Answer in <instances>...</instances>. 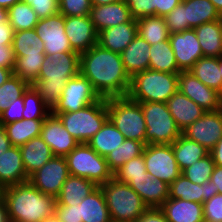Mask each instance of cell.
Wrapping results in <instances>:
<instances>
[{"mask_svg": "<svg viewBox=\"0 0 222 222\" xmlns=\"http://www.w3.org/2000/svg\"><path fill=\"white\" fill-rule=\"evenodd\" d=\"M79 72L91 82L100 98L128 95L131 78L125 71L121 54L96 44L80 54Z\"/></svg>", "mask_w": 222, "mask_h": 222, "instance_id": "obj_1", "label": "cell"}, {"mask_svg": "<svg viewBox=\"0 0 222 222\" xmlns=\"http://www.w3.org/2000/svg\"><path fill=\"white\" fill-rule=\"evenodd\" d=\"M1 196L10 222H43L55 214L56 199L29 181L4 188Z\"/></svg>", "mask_w": 222, "mask_h": 222, "instance_id": "obj_2", "label": "cell"}, {"mask_svg": "<svg viewBox=\"0 0 222 222\" xmlns=\"http://www.w3.org/2000/svg\"><path fill=\"white\" fill-rule=\"evenodd\" d=\"M79 64L78 52H58L44 58L32 87L51 110L58 103L68 80L79 73Z\"/></svg>", "mask_w": 222, "mask_h": 222, "instance_id": "obj_3", "label": "cell"}, {"mask_svg": "<svg viewBox=\"0 0 222 222\" xmlns=\"http://www.w3.org/2000/svg\"><path fill=\"white\" fill-rule=\"evenodd\" d=\"M178 91V73H167L147 69L131 78L128 97L139 103L161 102Z\"/></svg>", "mask_w": 222, "mask_h": 222, "instance_id": "obj_4", "label": "cell"}, {"mask_svg": "<svg viewBox=\"0 0 222 222\" xmlns=\"http://www.w3.org/2000/svg\"><path fill=\"white\" fill-rule=\"evenodd\" d=\"M112 222H135L147 209L141 197L115 178L100 185Z\"/></svg>", "mask_w": 222, "mask_h": 222, "instance_id": "obj_5", "label": "cell"}, {"mask_svg": "<svg viewBox=\"0 0 222 222\" xmlns=\"http://www.w3.org/2000/svg\"><path fill=\"white\" fill-rule=\"evenodd\" d=\"M106 103L108 118L125 139L145 143L146 123L140 103L128 96L106 98Z\"/></svg>", "mask_w": 222, "mask_h": 222, "instance_id": "obj_6", "label": "cell"}, {"mask_svg": "<svg viewBox=\"0 0 222 222\" xmlns=\"http://www.w3.org/2000/svg\"><path fill=\"white\" fill-rule=\"evenodd\" d=\"M57 116L79 143H87L108 119L106 98H100L79 111L59 113Z\"/></svg>", "mask_w": 222, "mask_h": 222, "instance_id": "obj_7", "label": "cell"}, {"mask_svg": "<svg viewBox=\"0 0 222 222\" xmlns=\"http://www.w3.org/2000/svg\"><path fill=\"white\" fill-rule=\"evenodd\" d=\"M65 159L70 175L86 178L97 186L114 178L106 158L97 154L87 143H79Z\"/></svg>", "mask_w": 222, "mask_h": 222, "instance_id": "obj_8", "label": "cell"}, {"mask_svg": "<svg viewBox=\"0 0 222 222\" xmlns=\"http://www.w3.org/2000/svg\"><path fill=\"white\" fill-rule=\"evenodd\" d=\"M146 123L145 144H172L181 134L167 103H140Z\"/></svg>", "mask_w": 222, "mask_h": 222, "instance_id": "obj_9", "label": "cell"}, {"mask_svg": "<svg viewBox=\"0 0 222 222\" xmlns=\"http://www.w3.org/2000/svg\"><path fill=\"white\" fill-rule=\"evenodd\" d=\"M99 99L100 97L94 91L91 82L79 72L68 80L51 113L57 116L59 113L76 112Z\"/></svg>", "mask_w": 222, "mask_h": 222, "instance_id": "obj_10", "label": "cell"}, {"mask_svg": "<svg viewBox=\"0 0 222 222\" xmlns=\"http://www.w3.org/2000/svg\"><path fill=\"white\" fill-rule=\"evenodd\" d=\"M143 157L147 173L152 178L170 185L181 174L171 144H147Z\"/></svg>", "mask_w": 222, "mask_h": 222, "instance_id": "obj_11", "label": "cell"}, {"mask_svg": "<svg viewBox=\"0 0 222 222\" xmlns=\"http://www.w3.org/2000/svg\"><path fill=\"white\" fill-rule=\"evenodd\" d=\"M69 175L65 157L53 156L29 177V182L40 192L56 198Z\"/></svg>", "mask_w": 222, "mask_h": 222, "instance_id": "obj_12", "label": "cell"}, {"mask_svg": "<svg viewBox=\"0 0 222 222\" xmlns=\"http://www.w3.org/2000/svg\"><path fill=\"white\" fill-rule=\"evenodd\" d=\"M178 91L193 100L205 111L222 109V94L203 84L190 71L178 73Z\"/></svg>", "mask_w": 222, "mask_h": 222, "instance_id": "obj_13", "label": "cell"}, {"mask_svg": "<svg viewBox=\"0 0 222 222\" xmlns=\"http://www.w3.org/2000/svg\"><path fill=\"white\" fill-rule=\"evenodd\" d=\"M65 16L58 13L54 16L39 19L35 31L44 42L45 55L58 52H76L72 49L65 33Z\"/></svg>", "mask_w": 222, "mask_h": 222, "instance_id": "obj_14", "label": "cell"}, {"mask_svg": "<svg viewBox=\"0 0 222 222\" xmlns=\"http://www.w3.org/2000/svg\"><path fill=\"white\" fill-rule=\"evenodd\" d=\"M182 134L210 152L222 138V109L206 111L202 117L185 128Z\"/></svg>", "mask_w": 222, "mask_h": 222, "instance_id": "obj_15", "label": "cell"}, {"mask_svg": "<svg viewBox=\"0 0 222 222\" xmlns=\"http://www.w3.org/2000/svg\"><path fill=\"white\" fill-rule=\"evenodd\" d=\"M40 137L51 148L54 156L65 157L79 144L66 130L59 117L52 113L43 121Z\"/></svg>", "mask_w": 222, "mask_h": 222, "instance_id": "obj_16", "label": "cell"}, {"mask_svg": "<svg viewBox=\"0 0 222 222\" xmlns=\"http://www.w3.org/2000/svg\"><path fill=\"white\" fill-rule=\"evenodd\" d=\"M169 42L181 71H189L203 52L194 29L173 33L169 36Z\"/></svg>", "mask_w": 222, "mask_h": 222, "instance_id": "obj_17", "label": "cell"}, {"mask_svg": "<svg viewBox=\"0 0 222 222\" xmlns=\"http://www.w3.org/2000/svg\"><path fill=\"white\" fill-rule=\"evenodd\" d=\"M64 27L72 49L79 54L98 44V33L89 16L65 17Z\"/></svg>", "mask_w": 222, "mask_h": 222, "instance_id": "obj_18", "label": "cell"}, {"mask_svg": "<svg viewBox=\"0 0 222 222\" xmlns=\"http://www.w3.org/2000/svg\"><path fill=\"white\" fill-rule=\"evenodd\" d=\"M89 17L97 33L133 20L125 0L105 5H93Z\"/></svg>", "mask_w": 222, "mask_h": 222, "instance_id": "obj_19", "label": "cell"}, {"mask_svg": "<svg viewBox=\"0 0 222 222\" xmlns=\"http://www.w3.org/2000/svg\"><path fill=\"white\" fill-rule=\"evenodd\" d=\"M137 36V20L106 28L98 33V44L107 50L121 54Z\"/></svg>", "mask_w": 222, "mask_h": 222, "instance_id": "obj_20", "label": "cell"}, {"mask_svg": "<svg viewBox=\"0 0 222 222\" xmlns=\"http://www.w3.org/2000/svg\"><path fill=\"white\" fill-rule=\"evenodd\" d=\"M29 181L19 146H11L0 156V185L3 188Z\"/></svg>", "mask_w": 222, "mask_h": 222, "instance_id": "obj_21", "label": "cell"}, {"mask_svg": "<svg viewBox=\"0 0 222 222\" xmlns=\"http://www.w3.org/2000/svg\"><path fill=\"white\" fill-rule=\"evenodd\" d=\"M127 184L141 197L148 208H160L169 198V184L150 175L131 179Z\"/></svg>", "mask_w": 222, "mask_h": 222, "instance_id": "obj_22", "label": "cell"}, {"mask_svg": "<svg viewBox=\"0 0 222 222\" xmlns=\"http://www.w3.org/2000/svg\"><path fill=\"white\" fill-rule=\"evenodd\" d=\"M166 103L181 132L206 113L202 107L179 91L174 93Z\"/></svg>", "mask_w": 222, "mask_h": 222, "instance_id": "obj_23", "label": "cell"}, {"mask_svg": "<svg viewBox=\"0 0 222 222\" xmlns=\"http://www.w3.org/2000/svg\"><path fill=\"white\" fill-rule=\"evenodd\" d=\"M214 196V187L211 180L201 185L191 182L183 174H180L169 185V198L183 199L203 204Z\"/></svg>", "mask_w": 222, "mask_h": 222, "instance_id": "obj_24", "label": "cell"}, {"mask_svg": "<svg viewBox=\"0 0 222 222\" xmlns=\"http://www.w3.org/2000/svg\"><path fill=\"white\" fill-rule=\"evenodd\" d=\"M151 45L138 34L121 52L126 73L132 78L135 74L149 69Z\"/></svg>", "mask_w": 222, "mask_h": 222, "instance_id": "obj_25", "label": "cell"}, {"mask_svg": "<svg viewBox=\"0 0 222 222\" xmlns=\"http://www.w3.org/2000/svg\"><path fill=\"white\" fill-rule=\"evenodd\" d=\"M168 222H202L203 204L168 198L160 207Z\"/></svg>", "mask_w": 222, "mask_h": 222, "instance_id": "obj_26", "label": "cell"}, {"mask_svg": "<svg viewBox=\"0 0 222 222\" xmlns=\"http://www.w3.org/2000/svg\"><path fill=\"white\" fill-rule=\"evenodd\" d=\"M23 165L28 177L53 158L51 148L40 137H34L24 145L19 146Z\"/></svg>", "mask_w": 222, "mask_h": 222, "instance_id": "obj_27", "label": "cell"}, {"mask_svg": "<svg viewBox=\"0 0 222 222\" xmlns=\"http://www.w3.org/2000/svg\"><path fill=\"white\" fill-rule=\"evenodd\" d=\"M98 186L82 177L69 175L63 186L61 187L59 195L55 198L56 205L75 206L80 205L82 200L90 195Z\"/></svg>", "mask_w": 222, "mask_h": 222, "instance_id": "obj_28", "label": "cell"}, {"mask_svg": "<svg viewBox=\"0 0 222 222\" xmlns=\"http://www.w3.org/2000/svg\"><path fill=\"white\" fill-rule=\"evenodd\" d=\"M194 30L203 56L220 57L222 55V19L204 23Z\"/></svg>", "mask_w": 222, "mask_h": 222, "instance_id": "obj_29", "label": "cell"}, {"mask_svg": "<svg viewBox=\"0 0 222 222\" xmlns=\"http://www.w3.org/2000/svg\"><path fill=\"white\" fill-rule=\"evenodd\" d=\"M79 206L80 219L83 222H112L100 186L84 198Z\"/></svg>", "mask_w": 222, "mask_h": 222, "instance_id": "obj_30", "label": "cell"}, {"mask_svg": "<svg viewBox=\"0 0 222 222\" xmlns=\"http://www.w3.org/2000/svg\"><path fill=\"white\" fill-rule=\"evenodd\" d=\"M186 30L222 19L210 0H185Z\"/></svg>", "mask_w": 222, "mask_h": 222, "instance_id": "obj_31", "label": "cell"}, {"mask_svg": "<svg viewBox=\"0 0 222 222\" xmlns=\"http://www.w3.org/2000/svg\"><path fill=\"white\" fill-rule=\"evenodd\" d=\"M125 140L124 135L108 118L101 129L87 142L100 156L106 157L112 150L118 148Z\"/></svg>", "mask_w": 222, "mask_h": 222, "instance_id": "obj_32", "label": "cell"}, {"mask_svg": "<svg viewBox=\"0 0 222 222\" xmlns=\"http://www.w3.org/2000/svg\"><path fill=\"white\" fill-rule=\"evenodd\" d=\"M171 145L181 172L209 154V151L202 145L188 139L183 134H181Z\"/></svg>", "mask_w": 222, "mask_h": 222, "instance_id": "obj_33", "label": "cell"}, {"mask_svg": "<svg viewBox=\"0 0 222 222\" xmlns=\"http://www.w3.org/2000/svg\"><path fill=\"white\" fill-rule=\"evenodd\" d=\"M45 119H22L9 124H0L4 127L12 146H21L34 137L40 136L42 123Z\"/></svg>", "mask_w": 222, "mask_h": 222, "instance_id": "obj_34", "label": "cell"}, {"mask_svg": "<svg viewBox=\"0 0 222 222\" xmlns=\"http://www.w3.org/2000/svg\"><path fill=\"white\" fill-rule=\"evenodd\" d=\"M206 86L222 94V76L219 71V57L203 56L189 70Z\"/></svg>", "mask_w": 222, "mask_h": 222, "instance_id": "obj_35", "label": "cell"}, {"mask_svg": "<svg viewBox=\"0 0 222 222\" xmlns=\"http://www.w3.org/2000/svg\"><path fill=\"white\" fill-rule=\"evenodd\" d=\"M149 56L150 69L167 73L181 72V70L177 66V61L169 40H165L151 45Z\"/></svg>", "mask_w": 222, "mask_h": 222, "instance_id": "obj_36", "label": "cell"}, {"mask_svg": "<svg viewBox=\"0 0 222 222\" xmlns=\"http://www.w3.org/2000/svg\"><path fill=\"white\" fill-rule=\"evenodd\" d=\"M137 34L150 45L169 40L170 33L164 17L146 16L137 19Z\"/></svg>", "mask_w": 222, "mask_h": 222, "instance_id": "obj_37", "label": "cell"}, {"mask_svg": "<svg viewBox=\"0 0 222 222\" xmlns=\"http://www.w3.org/2000/svg\"><path fill=\"white\" fill-rule=\"evenodd\" d=\"M12 48L15 56H39V54H45L44 42L39 38L35 29L16 31Z\"/></svg>", "mask_w": 222, "mask_h": 222, "instance_id": "obj_38", "label": "cell"}, {"mask_svg": "<svg viewBox=\"0 0 222 222\" xmlns=\"http://www.w3.org/2000/svg\"><path fill=\"white\" fill-rule=\"evenodd\" d=\"M144 142L125 139L120 146L110 152L105 158L113 174L126 162L143 154Z\"/></svg>", "mask_w": 222, "mask_h": 222, "instance_id": "obj_39", "label": "cell"}, {"mask_svg": "<svg viewBox=\"0 0 222 222\" xmlns=\"http://www.w3.org/2000/svg\"><path fill=\"white\" fill-rule=\"evenodd\" d=\"M8 20L16 32L34 29L39 18L30 5L19 1L8 9Z\"/></svg>", "mask_w": 222, "mask_h": 222, "instance_id": "obj_40", "label": "cell"}, {"mask_svg": "<svg viewBox=\"0 0 222 222\" xmlns=\"http://www.w3.org/2000/svg\"><path fill=\"white\" fill-rule=\"evenodd\" d=\"M13 74L32 85L37 79L45 54L39 56H15Z\"/></svg>", "mask_w": 222, "mask_h": 222, "instance_id": "obj_41", "label": "cell"}, {"mask_svg": "<svg viewBox=\"0 0 222 222\" xmlns=\"http://www.w3.org/2000/svg\"><path fill=\"white\" fill-rule=\"evenodd\" d=\"M23 119H46L51 114L38 92L30 85L23 94Z\"/></svg>", "mask_w": 222, "mask_h": 222, "instance_id": "obj_42", "label": "cell"}, {"mask_svg": "<svg viewBox=\"0 0 222 222\" xmlns=\"http://www.w3.org/2000/svg\"><path fill=\"white\" fill-rule=\"evenodd\" d=\"M30 84L17 75L12 74L5 83L0 86V114L6 110L11 100L22 97Z\"/></svg>", "mask_w": 222, "mask_h": 222, "instance_id": "obj_43", "label": "cell"}, {"mask_svg": "<svg viewBox=\"0 0 222 222\" xmlns=\"http://www.w3.org/2000/svg\"><path fill=\"white\" fill-rule=\"evenodd\" d=\"M214 168L215 164L212 155L209 153L204 158L196 161L188 168H185L181 174H183L191 182L201 185L211 179Z\"/></svg>", "mask_w": 222, "mask_h": 222, "instance_id": "obj_44", "label": "cell"}, {"mask_svg": "<svg viewBox=\"0 0 222 222\" xmlns=\"http://www.w3.org/2000/svg\"><path fill=\"white\" fill-rule=\"evenodd\" d=\"M143 154L132 158L124 163L115 173L114 178L121 183L127 184L131 179L148 177Z\"/></svg>", "mask_w": 222, "mask_h": 222, "instance_id": "obj_45", "label": "cell"}, {"mask_svg": "<svg viewBox=\"0 0 222 222\" xmlns=\"http://www.w3.org/2000/svg\"><path fill=\"white\" fill-rule=\"evenodd\" d=\"M59 13L65 17L89 16L92 9L91 0H58Z\"/></svg>", "mask_w": 222, "mask_h": 222, "instance_id": "obj_46", "label": "cell"}, {"mask_svg": "<svg viewBox=\"0 0 222 222\" xmlns=\"http://www.w3.org/2000/svg\"><path fill=\"white\" fill-rule=\"evenodd\" d=\"M165 23L170 34L179 33L186 30L185 0H182L165 17Z\"/></svg>", "mask_w": 222, "mask_h": 222, "instance_id": "obj_47", "label": "cell"}, {"mask_svg": "<svg viewBox=\"0 0 222 222\" xmlns=\"http://www.w3.org/2000/svg\"><path fill=\"white\" fill-rule=\"evenodd\" d=\"M30 5L39 19L54 16L59 13L58 0H20Z\"/></svg>", "mask_w": 222, "mask_h": 222, "instance_id": "obj_48", "label": "cell"}, {"mask_svg": "<svg viewBox=\"0 0 222 222\" xmlns=\"http://www.w3.org/2000/svg\"><path fill=\"white\" fill-rule=\"evenodd\" d=\"M24 102L23 96L11 100L9 106L0 114V124H9L23 119Z\"/></svg>", "mask_w": 222, "mask_h": 222, "instance_id": "obj_49", "label": "cell"}, {"mask_svg": "<svg viewBox=\"0 0 222 222\" xmlns=\"http://www.w3.org/2000/svg\"><path fill=\"white\" fill-rule=\"evenodd\" d=\"M133 19L154 16L153 0H125Z\"/></svg>", "mask_w": 222, "mask_h": 222, "instance_id": "obj_50", "label": "cell"}, {"mask_svg": "<svg viewBox=\"0 0 222 222\" xmlns=\"http://www.w3.org/2000/svg\"><path fill=\"white\" fill-rule=\"evenodd\" d=\"M203 215L205 219L222 222V194H215L203 203Z\"/></svg>", "mask_w": 222, "mask_h": 222, "instance_id": "obj_51", "label": "cell"}, {"mask_svg": "<svg viewBox=\"0 0 222 222\" xmlns=\"http://www.w3.org/2000/svg\"><path fill=\"white\" fill-rule=\"evenodd\" d=\"M79 207L80 206L76 204L72 207L56 205L55 215L62 222H83V220L80 219Z\"/></svg>", "mask_w": 222, "mask_h": 222, "instance_id": "obj_52", "label": "cell"}, {"mask_svg": "<svg viewBox=\"0 0 222 222\" xmlns=\"http://www.w3.org/2000/svg\"><path fill=\"white\" fill-rule=\"evenodd\" d=\"M181 2L182 0H153L154 16L165 17Z\"/></svg>", "mask_w": 222, "mask_h": 222, "instance_id": "obj_53", "label": "cell"}, {"mask_svg": "<svg viewBox=\"0 0 222 222\" xmlns=\"http://www.w3.org/2000/svg\"><path fill=\"white\" fill-rule=\"evenodd\" d=\"M15 54L13 52L12 45L0 44V67L10 68L13 70L15 65Z\"/></svg>", "mask_w": 222, "mask_h": 222, "instance_id": "obj_54", "label": "cell"}, {"mask_svg": "<svg viewBox=\"0 0 222 222\" xmlns=\"http://www.w3.org/2000/svg\"><path fill=\"white\" fill-rule=\"evenodd\" d=\"M135 222H168L160 208H148Z\"/></svg>", "mask_w": 222, "mask_h": 222, "instance_id": "obj_55", "label": "cell"}, {"mask_svg": "<svg viewBox=\"0 0 222 222\" xmlns=\"http://www.w3.org/2000/svg\"><path fill=\"white\" fill-rule=\"evenodd\" d=\"M14 33H15L14 28L9 23V20L0 23V44L12 45Z\"/></svg>", "mask_w": 222, "mask_h": 222, "instance_id": "obj_56", "label": "cell"}, {"mask_svg": "<svg viewBox=\"0 0 222 222\" xmlns=\"http://www.w3.org/2000/svg\"><path fill=\"white\" fill-rule=\"evenodd\" d=\"M211 185L214 187V195L222 194V167L215 165L211 175Z\"/></svg>", "mask_w": 222, "mask_h": 222, "instance_id": "obj_57", "label": "cell"}, {"mask_svg": "<svg viewBox=\"0 0 222 222\" xmlns=\"http://www.w3.org/2000/svg\"><path fill=\"white\" fill-rule=\"evenodd\" d=\"M209 153L212 155L214 164L222 167V138Z\"/></svg>", "mask_w": 222, "mask_h": 222, "instance_id": "obj_58", "label": "cell"}, {"mask_svg": "<svg viewBox=\"0 0 222 222\" xmlns=\"http://www.w3.org/2000/svg\"><path fill=\"white\" fill-rule=\"evenodd\" d=\"M11 143L9 138L7 137L6 131L2 125H0V156L3 152H6L10 147Z\"/></svg>", "mask_w": 222, "mask_h": 222, "instance_id": "obj_59", "label": "cell"}, {"mask_svg": "<svg viewBox=\"0 0 222 222\" xmlns=\"http://www.w3.org/2000/svg\"><path fill=\"white\" fill-rule=\"evenodd\" d=\"M0 222H10L4 199L0 196Z\"/></svg>", "mask_w": 222, "mask_h": 222, "instance_id": "obj_60", "label": "cell"}, {"mask_svg": "<svg viewBox=\"0 0 222 222\" xmlns=\"http://www.w3.org/2000/svg\"><path fill=\"white\" fill-rule=\"evenodd\" d=\"M13 74V70L10 68L0 67V86L6 82V80Z\"/></svg>", "mask_w": 222, "mask_h": 222, "instance_id": "obj_61", "label": "cell"}, {"mask_svg": "<svg viewBox=\"0 0 222 222\" xmlns=\"http://www.w3.org/2000/svg\"><path fill=\"white\" fill-rule=\"evenodd\" d=\"M20 0H0V6L9 9L15 3H18Z\"/></svg>", "mask_w": 222, "mask_h": 222, "instance_id": "obj_62", "label": "cell"}, {"mask_svg": "<svg viewBox=\"0 0 222 222\" xmlns=\"http://www.w3.org/2000/svg\"><path fill=\"white\" fill-rule=\"evenodd\" d=\"M8 21V9L0 6V23Z\"/></svg>", "mask_w": 222, "mask_h": 222, "instance_id": "obj_63", "label": "cell"}, {"mask_svg": "<svg viewBox=\"0 0 222 222\" xmlns=\"http://www.w3.org/2000/svg\"><path fill=\"white\" fill-rule=\"evenodd\" d=\"M118 0H91L92 5H105V4H111Z\"/></svg>", "mask_w": 222, "mask_h": 222, "instance_id": "obj_64", "label": "cell"}, {"mask_svg": "<svg viewBox=\"0 0 222 222\" xmlns=\"http://www.w3.org/2000/svg\"><path fill=\"white\" fill-rule=\"evenodd\" d=\"M219 14L222 16V0H210Z\"/></svg>", "mask_w": 222, "mask_h": 222, "instance_id": "obj_65", "label": "cell"}, {"mask_svg": "<svg viewBox=\"0 0 222 222\" xmlns=\"http://www.w3.org/2000/svg\"><path fill=\"white\" fill-rule=\"evenodd\" d=\"M43 222H62V221H60L59 218L54 214L45 219Z\"/></svg>", "mask_w": 222, "mask_h": 222, "instance_id": "obj_66", "label": "cell"}, {"mask_svg": "<svg viewBox=\"0 0 222 222\" xmlns=\"http://www.w3.org/2000/svg\"><path fill=\"white\" fill-rule=\"evenodd\" d=\"M219 71H220L221 76H222V55L219 57Z\"/></svg>", "mask_w": 222, "mask_h": 222, "instance_id": "obj_67", "label": "cell"}, {"mask_svg": "<svg viewBox=\"0 0 222 222\" xmlns=\"http://www.w3.org/2000/svg\"><path fill=\"white\" fill-rule=\"evenodd\" d=\"M202 222H218V221L211 220V219H205V218H204Z\"/></svg>", "mask_w": 222, "mask_h": 222, "instance_id": "obj_68", "label": "cell"}, {"mask_svg": "<svg viewBox=\"0 0 222 222\" xmlns=\"http://www.w3.org/2000/svg\"><path fill=\"white\" fill-rule=\"evenodd\" d=\"M3 187L0 185V196H1V193L3 192Z\"/></svg>", "mask_w": 222, "mask_h": 222, "instance_id": "obj_69", "label": "cell"}]
</instances>
